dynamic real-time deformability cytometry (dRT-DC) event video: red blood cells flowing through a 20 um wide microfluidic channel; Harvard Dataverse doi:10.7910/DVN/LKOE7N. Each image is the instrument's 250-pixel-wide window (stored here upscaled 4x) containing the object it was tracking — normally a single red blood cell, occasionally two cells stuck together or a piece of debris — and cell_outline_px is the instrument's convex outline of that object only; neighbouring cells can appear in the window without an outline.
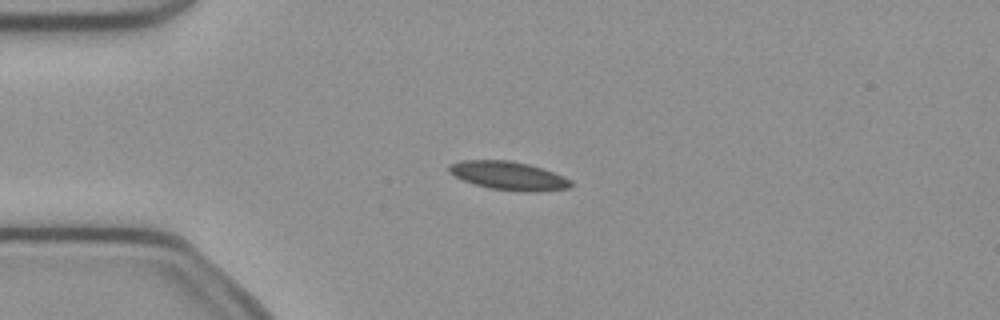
{"species": "common noctule bat (a hibernating species)", "species_latin": "Nyctalus noctula", "temperature_condition": "cold", "stored_images_in_passage": 4, "camera_frame_rate_fps": 3000, "um_per_image_px": 0.085, "animal": {"sex": "female", "body_mass_g": 21.9}, "frame": {"image": 1, "passage_image": 4, "time_ms": 1.0, "image_size_px": [1000, 320], "cell_outline_px": [[572, 184], [568, 188], [540, 192], [520, 192], [488, 188], [452, 176], [448, 172], [448, 164], [460, 160], [508, 160], [528, 164], [552, 172], [572, 180]], "centroid_in_image_um": [43.18, 14.94], "position_along_channel_um": 41.8, "area_um2": 20.35}}